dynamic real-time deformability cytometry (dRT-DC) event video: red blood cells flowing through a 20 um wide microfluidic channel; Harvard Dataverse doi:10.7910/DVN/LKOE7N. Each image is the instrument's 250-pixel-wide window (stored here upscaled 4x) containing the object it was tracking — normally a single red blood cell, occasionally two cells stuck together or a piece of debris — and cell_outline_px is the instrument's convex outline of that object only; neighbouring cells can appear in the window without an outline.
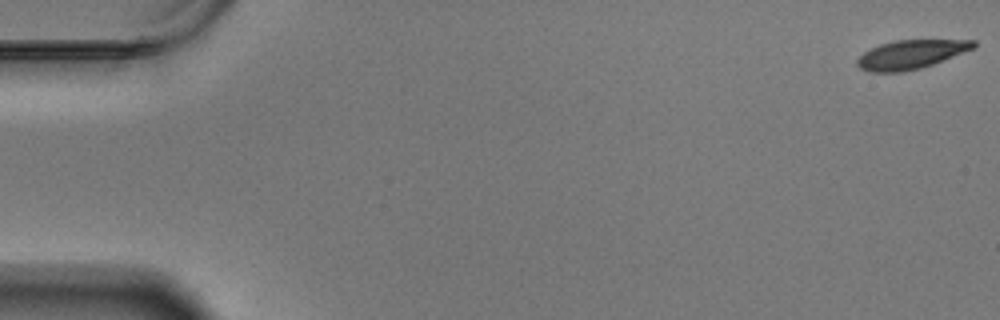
{"species": "Egyptian fruit bat (a non-hibernating species)", "species_latin": "Rousettus aegyptiacus", "temperature_condition": "warm", "stored_images_in_passage": 19, "camera_frame_rate_fps": 3000, "um_per_image_px": 0.085, "animal": {"sex": "male"}, "frame": {"image": 1, "passage_image": 1, "time_ms": 0.0, "image_size_px": [1000, 320], "cell_outline_px": [[976, 44], [972, 48], [932, 64], [920, 68], [900, 72], [868, 72], [860, 68], [856, 64], [856, 60], [864, 52], [880, 44], [896, 40], [976, 40]], "centroid_in_image_um": [77.36, 4.63], "position_along_channel_um": 7.6, "area_um2": 19.19}}
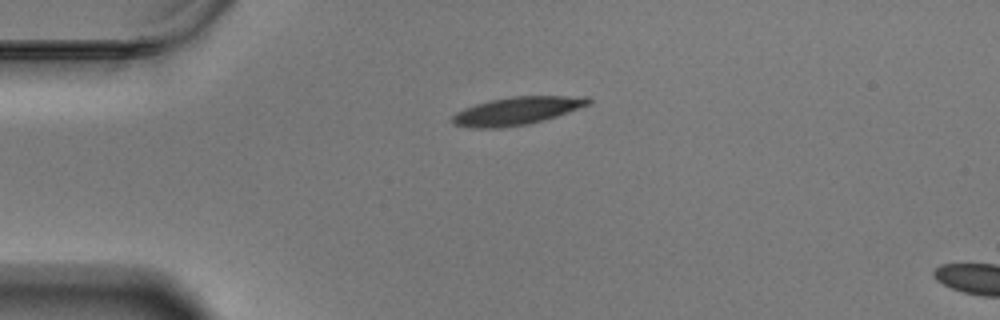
{"frame": {"image": 2, "passage_image": 15, "time_ms": 4.667, "image_size_px": [1000, 320], "cell_outline_px": [[592, 104], [556, 116], [528, 124], [500, 128], [472, 128], [452, 124], [452, 116], [456, 112], [464, 108], [488, 100], [512, 96], [588, 96], [592, 100]], "centroid_in_image_um": [43.94, 9.42], "position_along_channel_um": 41.1, "area_um2": 22.25}}